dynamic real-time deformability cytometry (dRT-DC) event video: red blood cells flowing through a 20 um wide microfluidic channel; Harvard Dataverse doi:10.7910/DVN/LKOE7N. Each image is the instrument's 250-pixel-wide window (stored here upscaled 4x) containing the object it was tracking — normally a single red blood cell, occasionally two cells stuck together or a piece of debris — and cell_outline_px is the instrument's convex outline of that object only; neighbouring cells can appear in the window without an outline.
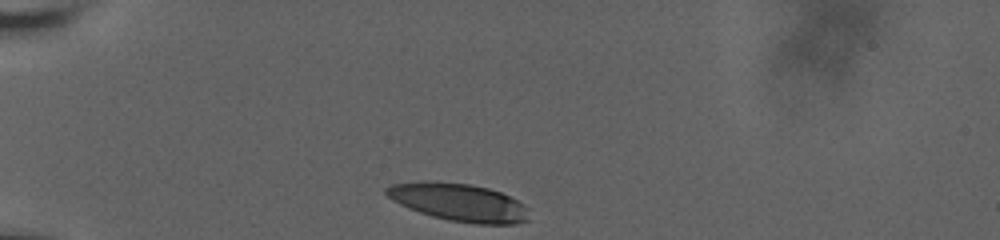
{"species": "human", "species_latin": "Homo sapiens", "temperature_condition": "room temperature", "stored_images_in_passage": 7, "camera_frame_rate_fps": 3000, "um_per_image_px": 0.085, "donor": {"sex": "male"}, "frame": {"image": 1, "passage_image": 1, "time_ms": 0.0, "image_size_px": [1000, 240], "cell_outline_px": [[528, 220], [516, 224], [476, 224], [448, 220], [432, 216], [408, 208], [392, 200], [384, 192], [384, 188], [392, 184], [424, 180], [468, 184], [488, 188], [500, 192], [524, 204], [528, 208]], "centroid_in_image_um": [38.99, 17.19], "position_along_channel_um": 46.0, "area_um2": 31.44}}
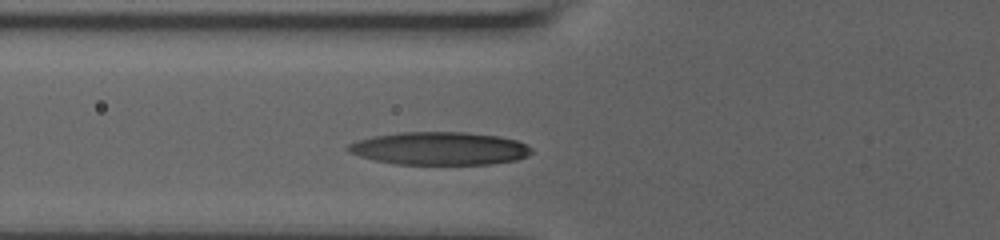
{"frame": {"image": 2, "passage_image": 5, "time_ms": 2.333, "image_size_px": [1000, 240], "cell_outline_px": [[532, 152], [528, 156], [516, 160], [492, 164], [396, 164], [376, 160], [360, 156], [348, 152], [344, 148], [348, 144], [356, 140], [372, 136], [396, 132], [468, 132], [500, 136], [516, 140], [532, 148]], "centroid_in_image_um": [37.34, 12.61], "position_along_channel_um": 88.5, "area_um2": 35.49}}
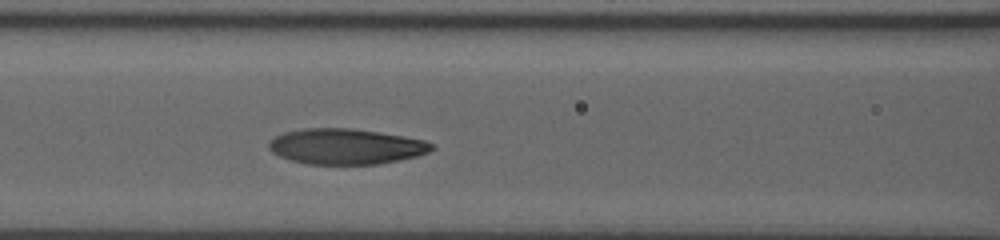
{"frame": {"image": 3, "passage_image": 7, "time_ms": 3.667, "image_size_px": [1000, 240], "cell_outline_px": [[436, 148], [428, 152], [416, 156], [400, 160], [380, 164], [308, 164], [288, 160], [272, 152], [268, 148], [268, 144], [276, 136], [284, 132], [300, 128], [352, 128], [380, 132], [404, 136], [424, 140], [436, 144]], "centroid_in_image_um": [29.42, 12.45], "position_along_channel_um": 137.2, "area_um2": 34.04}}